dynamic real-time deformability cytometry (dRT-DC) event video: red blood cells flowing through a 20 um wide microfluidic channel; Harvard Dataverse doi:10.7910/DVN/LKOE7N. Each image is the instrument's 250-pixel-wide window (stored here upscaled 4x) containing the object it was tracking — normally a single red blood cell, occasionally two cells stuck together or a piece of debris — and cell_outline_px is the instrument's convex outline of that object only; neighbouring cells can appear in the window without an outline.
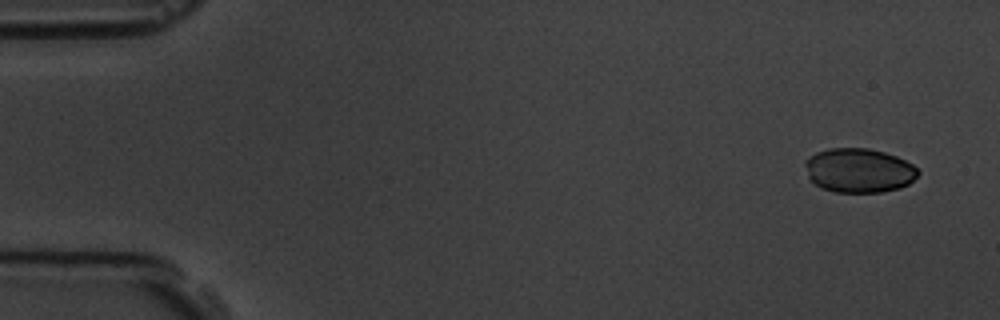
{"species": "common noctule bat (a hibernating species)", "species_latin": "Nyctalus noctula", "temperature_condition": "room temperature", "stored_images_in_passage": 5, "camera_frame_rate_fps": 3000, "um_per_image_px": 0.085, "animal": {"sex": "male", "body_mass_g": 19.5, "forearm_length_mm": 54.6}, "frame": {"image": 1, "passage_image": 1, "time_ms": 0.0, "image_size_px": [1000, 320], "cell_outline_px": [[920, 172], [908, 184], [900, 188], [880, 192], [832, 192], [820, 188], [808, 176], [804, 164], [804, 160], [816, 152], [828, 148], [868, 148], [884, 152], [896, 156], [912, 164]], "centroid_in_image_um": [72.98, 14.48], "position_along_channel_um": 12.0, "area_um2": 29.19}}